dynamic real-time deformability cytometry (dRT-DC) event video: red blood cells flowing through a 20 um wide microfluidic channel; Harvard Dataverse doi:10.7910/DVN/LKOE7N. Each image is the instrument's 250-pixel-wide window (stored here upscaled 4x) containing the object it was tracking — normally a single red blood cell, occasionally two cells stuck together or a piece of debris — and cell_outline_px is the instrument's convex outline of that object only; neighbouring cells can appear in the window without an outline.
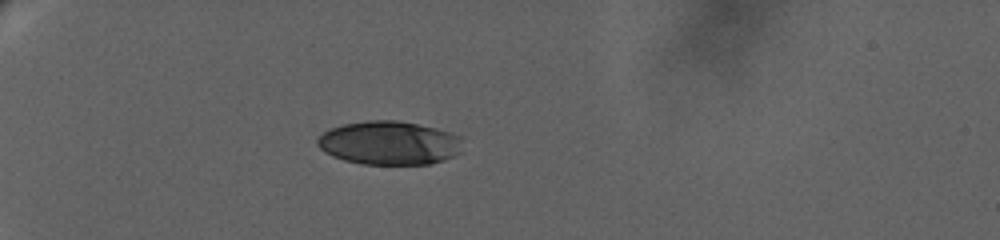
{"species": "human", "species_latin": "Homo sapiens", "temperature_condition": "warm", "stored_images_in_passage": 34, "camera_frame_rate_fps": 3000, "um_per_image_px": 0.085, "donor": {"sex": "female"}, "frame": {"image": 1, "passage_image": 1, "time_ms": 0.0, "image_size_px": [1000, 240], "cell_outline_px": [[460, 152], [444, 160], [428, 164], [364, 164], [344, 160], [332, 156], [324, 152], [316, 144], [316, 140], [324, 132], [332, 128], [344, 124], [368, 120], [396, 120], [436, 128], [460, 136]], "centroid_in_image_um": [33.05, 12.15], "position_along_channel_um": 51.9, "area_um2": 36.7}}
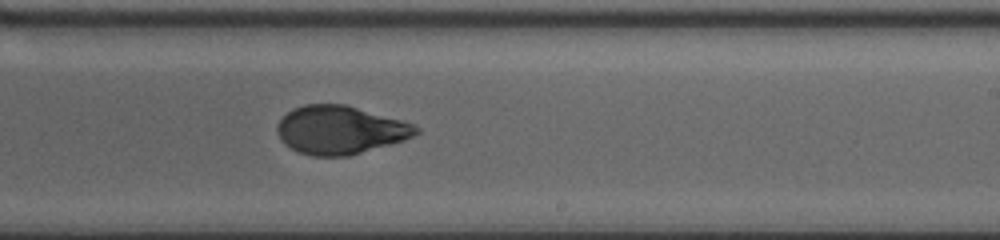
{"frame": {"image": 2, "passage_image": 17, "time_ms": 8.0, "image_size_px": [1000, 240], "cell_outline_px": [[420, 132], [404, 140], [348, 156], [312, 156], [300, 152], [284, 144], [280, 140], [276, 132], [276, 128], [280, 120], [292, 108], [304, 104], [344, 104], [400, 120], [412, 124], [420, 128]], "centroid_in_image_um": [28.87, 11.05], "position_along_channel_um": 260.1, "area_um2": 38.78}}
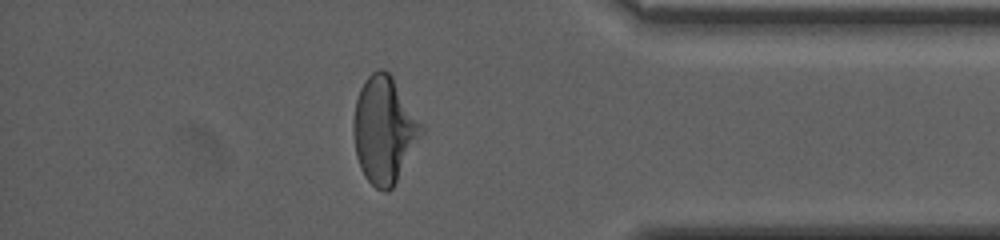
{"frame": {"image": 3, "passage_image": 29, "time_ms": 13.0, "image_size_px": [1000, 240], "cell_outline_px": [[424, 132], [392, 188], [388, 192], [384, 192], [376, 188], [364, 176], [360, 168], [356, 156], [352, 132], [352, 124], [356, 100], [360, 88], [364, 80], [372, 72], [380, 68], [384, 68], [392, 76], [424, 124]], "centroid_in_image_um": [32.65, 11.02], "position_along_channel_um": 402.5, "area_um2": 42.54}, "authors_computed_cell_mechanics": {"area_um2": 39.304, "velocity_mm_per_s": 3.1496, "shape_relaxation_time_tau1_ms": 6.2277, "shape_relaxation_time_tau2_ms": 1.3721, "deformation_change_tau1": 0.2189, "deformation_change_tau2": 0.0599}}